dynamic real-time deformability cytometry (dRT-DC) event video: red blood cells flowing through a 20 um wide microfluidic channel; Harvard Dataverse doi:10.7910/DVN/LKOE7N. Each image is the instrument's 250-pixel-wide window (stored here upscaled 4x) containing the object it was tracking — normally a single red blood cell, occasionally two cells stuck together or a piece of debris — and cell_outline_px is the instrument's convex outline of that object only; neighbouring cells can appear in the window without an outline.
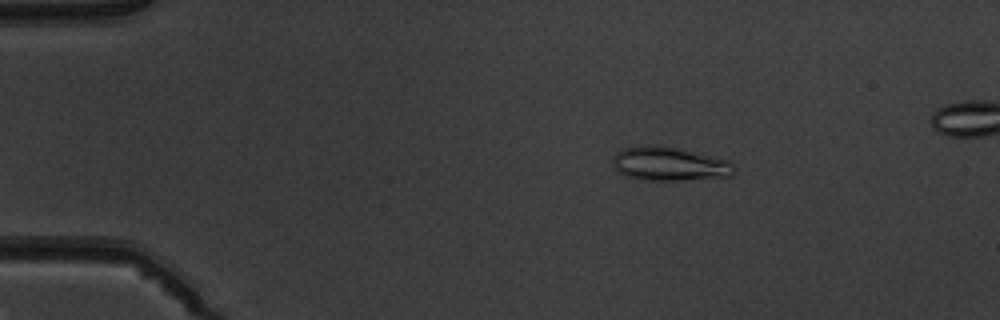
{"species": "common noctule bat (a hibernating species)", "species_latin": "Nyctalus noctula", "temperature_condition": "warm", "stored_images_in_passage": 6, "segment_of_instrument_passage": [1, 2], "camera_frame_rate_fps": 3000, "um_per_image_px": 0.085, "animal": {"sex": "male", "body_mass_g": 19.5, "forearm_length_mm": 54.6}, "frame": {"image": 1, "passage_image": 3, "time_ms": 2.333, "image_size_px": [1000, 320], "cell_outline_px": [[736, 172], [732, 176], [684, 180], [644, 180], [624, 176], [616, 172], [612, 168], [612, 156], [616, 152], [624, 148], [640, 144], [664, 144], [728, 160], [736, 168]], "centroid_in_image_um": [56.84, 13.91], "position_along_channel_um": 28.2, "area_um2": 24.74}}